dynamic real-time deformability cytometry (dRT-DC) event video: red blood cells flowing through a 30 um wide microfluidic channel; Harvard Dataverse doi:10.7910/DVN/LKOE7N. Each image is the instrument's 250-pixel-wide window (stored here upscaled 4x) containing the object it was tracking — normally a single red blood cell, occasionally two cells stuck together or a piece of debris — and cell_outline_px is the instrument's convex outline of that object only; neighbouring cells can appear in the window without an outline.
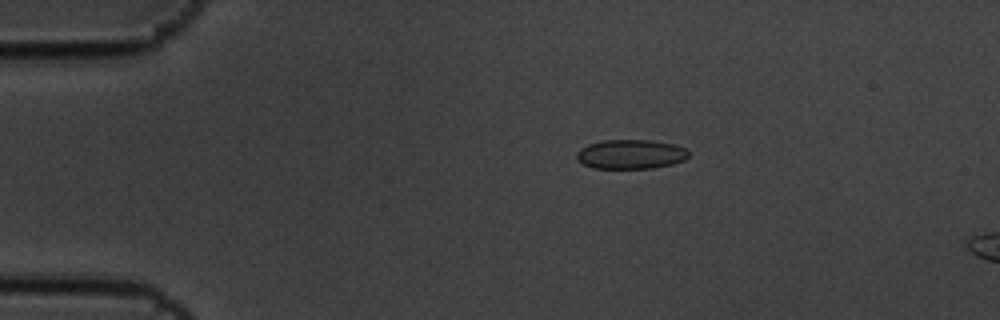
{"species": "common noctule bat (a hibernating species)", "species_latin": "Nyctalus noctula", "temperature_condition": "cold", "stored_images_in_passage": 7, "camera_frame_rate_fps": 3000, "um_per_image_px": 0.085, "animal": {"sex": "male", "body_mass_g": 19.5, "forearm_length_mm": 54.6}, "frame": {"image": 1, "passage_image": 4, "time_ms": 1.0, "image_size_px": [1000, 320], "cell_outline_px": [[688, 156], [684, 160], [672, 164], [652, 168], [592, 168], [576, 160], [576, 152], [580, 148], [588, 144], [600, 140], [652, 140], [676, 144], [684, 148], [688, 152]], "centroid_in_image_um": [53.58, 13.1], "position_along_channel_um": 31.4, "area_um2": 19.31}}
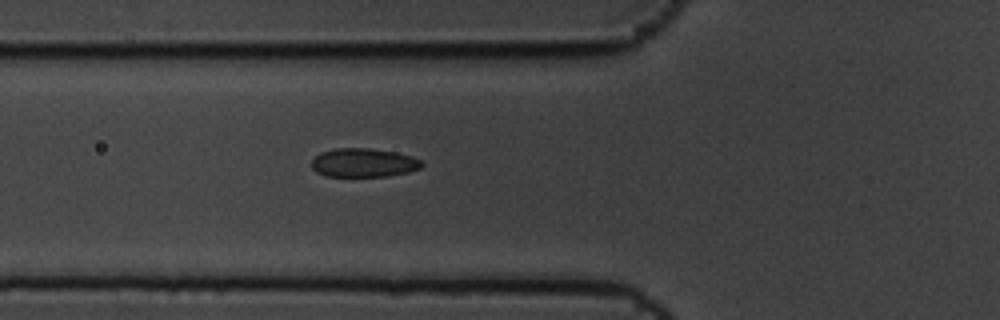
{"frame": {"image": 2, "passage_image": 7, "time_ms": 2.0, "image_size_px": [1000, 320], "cell_outline_px": [[424, 164], [420, 168], [408, 172], [388, 176], [324, 176], [316, 172], [312, 168], [312, 160], [320, 152], [336, 148], [368, 148], [396, 152], [412, 156], [420, 160]], "centroid_in_image_um": [30.9, 13.83], "position_along_channel_um": 94.9, "area_um2": 18.5}}